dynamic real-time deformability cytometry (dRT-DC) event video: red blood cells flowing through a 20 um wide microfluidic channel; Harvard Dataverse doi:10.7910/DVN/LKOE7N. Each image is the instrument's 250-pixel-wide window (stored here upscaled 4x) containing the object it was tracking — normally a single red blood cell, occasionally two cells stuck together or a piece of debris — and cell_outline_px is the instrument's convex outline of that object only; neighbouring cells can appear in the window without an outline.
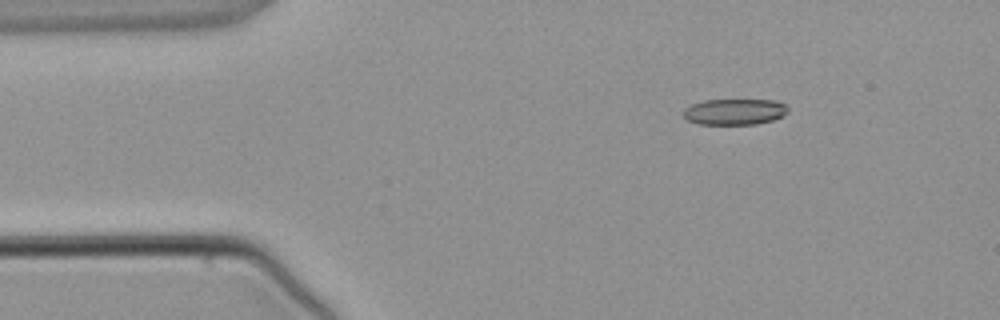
{"species": "common noctule bat (a hibernating species)", "species_latin": "Nyctalus noctula", "temperature_condition": "warm", "stored_images_in_passage": 4, "camera_frame_rate_fps": 3000, "um_per_image_px": 0.085, "animal": {"sex": "male", "body_mass_g": 21.5, "forearm_length_mm": 52.0}, "frame": {"image": 1, "passage_image": 4, "time_ms": 5.333, "image_size_px": [1000, 320], "cell_outline_px": [[788, 112], [784, 116], [772, 120], [756, 124], [700, 124], [688, 120], [684, 116], [684, 108], [692, 104], [704, 100], [776, 100], [784, 104], [788, 108]], "centroid_in_image_um": [62.47, 9.49], "position_along_channel_um": 22.5, "area_um2": 15.84}}